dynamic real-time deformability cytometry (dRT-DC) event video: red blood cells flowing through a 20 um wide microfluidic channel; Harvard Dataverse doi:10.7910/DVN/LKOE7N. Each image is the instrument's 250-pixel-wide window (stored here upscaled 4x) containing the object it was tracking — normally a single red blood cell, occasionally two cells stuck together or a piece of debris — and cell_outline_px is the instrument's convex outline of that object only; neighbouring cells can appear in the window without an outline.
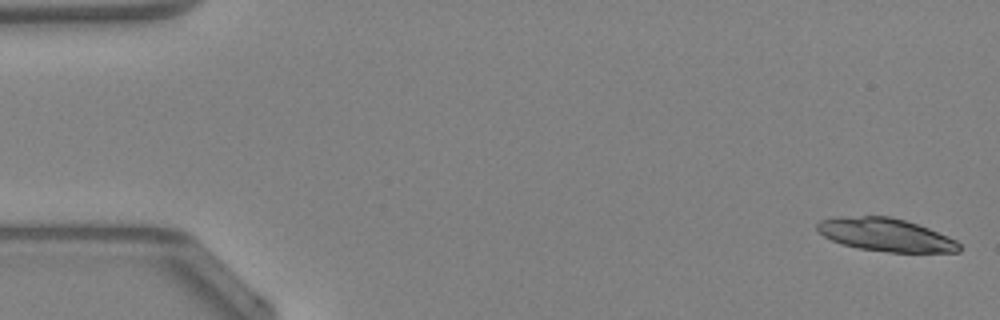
{"species": "Egyptian fruit bat (a non-hibernating species)", "species_latin": "Rousettus aegyptiacus", "temperature_condition": "warm", "stored_images_in_passage": 48, "camera_frame_rate_fps": 3000, "um_per_image_px": 0.085, "animal": {"sex": "female"}, "frame": {"image": 1, "passage_image": 1, "time_ms": 0.0, "image_size_px": [1000, 320], "cell_outline_px": [[960, 252], [888, 252], [860, 248], [844, 244], [832, 240], [824, 236], [816, 228], [816, 224], [820, 220], [840, 216], [888, 216], [904, 220], [928, 228], [948, 236], [956, 240], [960, 244]], "centroid_in_image_um": [75.29, 19.95], "position_along_channel_um": 9.7, "area_um2": 27.11}}
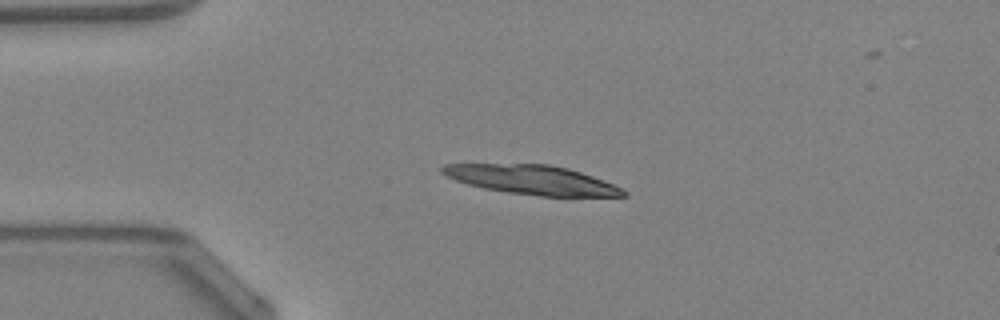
{"frame": {"image": 2, "passage_image": 11, "time_ms": 3.333, "image_size_px": [1000, 320], "cell_outline_px": [[628, 196], [540, 196], [508, 192], [484, 188], [468, 184], [456, 180], [440, 172], [440, 168], [444, 164], [548, 164], [568, 168], [604, 180], [624, 188], [628, 192]], "centroid_in_image_um": [45.26, 15.28], "position_along_channel_um": 39.7, "area_um2": 30.69}}
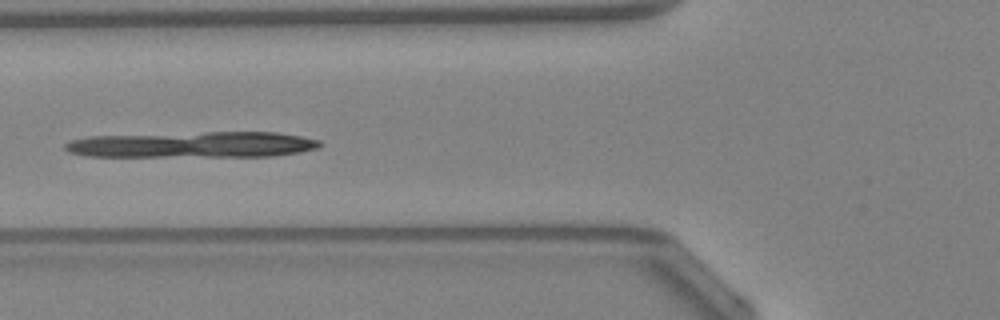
{"frame": {"image": 3, "passage_image": 18, "time_ms": 5.667, "image_size_px": [1000, 320], "cell_outline_px": [[320, 144], [316, 148], [300, 152], [272, 156], [84, 156], [68, 152], [64, 148], [64, 144], [72, 140], [88, 136], [204, 132], [276, 132], [300, 136], [320, 140]], "centroid_in_image_um": [16.35, 12.29], "position_along_channel_um": 109.5, "area_um2": 38.44}}